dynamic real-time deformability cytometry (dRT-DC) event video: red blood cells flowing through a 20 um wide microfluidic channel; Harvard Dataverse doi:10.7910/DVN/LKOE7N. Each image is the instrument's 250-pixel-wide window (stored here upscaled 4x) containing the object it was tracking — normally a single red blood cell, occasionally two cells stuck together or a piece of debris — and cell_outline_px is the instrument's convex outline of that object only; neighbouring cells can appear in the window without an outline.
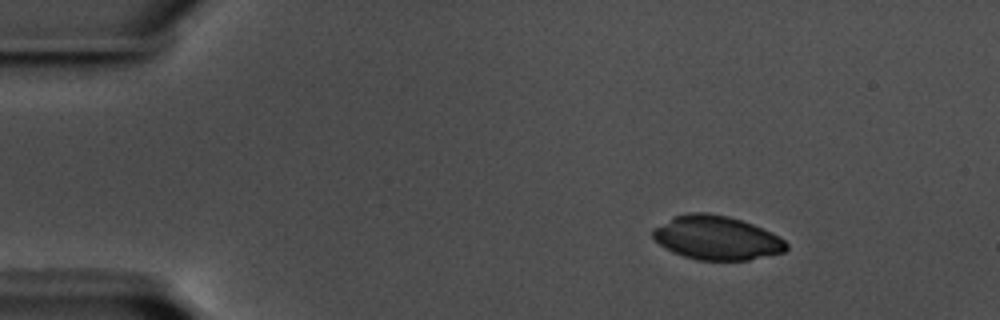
{"species": "common noctule bat (a hibernating species)", "species_latin": "Nyctalus noctula", "temperature_condition": "warm", "stored_images_in_passage": 50, "camera_frame_rate_fps": 3000, "um_per_image_px": 0.085, "animal": {"sex": "male", "body_mass_g": 17.5, "forearm_length_mm": 52.3}, "frame": {"image": 1, "passage_image": 1, "time_ms": 0.0, "image_size_px": [1000, 320], "cell_outline_px": [[788, 248], [784, 252], [748, 260], [696, 260], [672, 252], [660, 244], [652, 236], [652, 228], [672, 216], [688, 212], [708, 212], [728, 216], [752, 224], [784, 240], [788, 244]], "centroid_in_image_um": [60.86, 20.21], "position_along_channel_um": 24.1, "area_um2": 34.1}}